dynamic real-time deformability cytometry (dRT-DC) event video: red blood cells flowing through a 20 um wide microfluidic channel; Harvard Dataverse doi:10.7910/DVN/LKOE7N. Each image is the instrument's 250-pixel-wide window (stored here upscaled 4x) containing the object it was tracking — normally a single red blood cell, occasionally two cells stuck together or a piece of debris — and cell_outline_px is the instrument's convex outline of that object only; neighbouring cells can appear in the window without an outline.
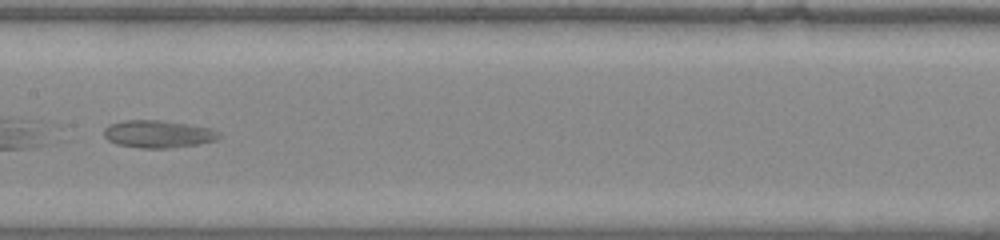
{"species": "common noctule bat (a hibernating species)", "species_latin": "Nyctalus noctula", "temperature_condition": "warm", "stored_images_in_passage": 33, "camera_frame_rate_fps": 3000, "um_per_image_px": 0.085, "animal": {"sex": "male", "body_mass_g": 20.0, "forearm_length_mm": 53.3}, "frame": {"image": 1, "passage_image": 11, "time_ms": 3.333, "image_size_px": [1000, 240], "cell_outline_px": [[220, 136], [216, 140], [196, 144], [172, 148], [140, 148], [116, 144], [108, 140], [104, 136], [104, 128], [108, 124], [124, 120], [160, 120], [188, 124], [208, 128], [220, 132]], "centroid_in_image_um": [13.4, 11.39], "position_along_channel_um": 194.0, "area_um2": 18.44}}
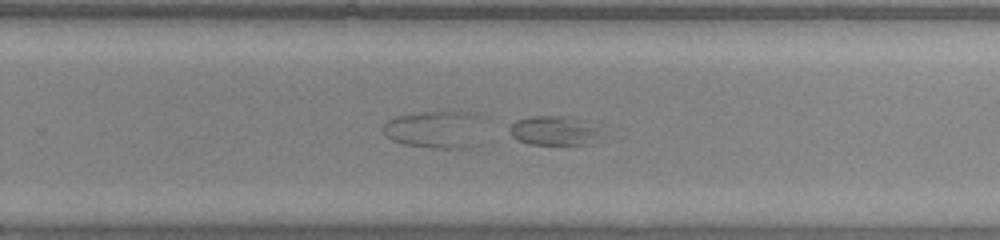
{"frame": {"image": 2, "passage_image": 17, "time_ms": 5.333, "image_size_px": [1000, 240], "cell_outline_px": [[604, 136], [592, 144], [528, 144], [516, 140], [508, 136], [508, 124], [516, 120], [532, 116], [572, 116], [584, 120], [596, 128]], "centroid_in_image_um": [47.05, 11.11], "position_along_channel_um": 282.7, "area_um2": 16.18}}